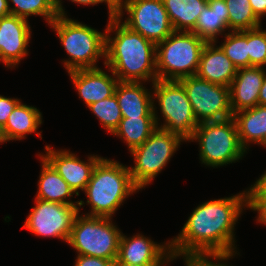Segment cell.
Segmentation results:
<instances>
[{
	"label": "cell",
	"instance_id": "obj_1",
	"mask_svg": "<svg viewBox=\"0 0 266 266\" xmlns=\"http://www.w3.org/2000/svg\"><path fill=\"white\" fill-rule=\"evenodd\" d=\"M245 207L249 208L246 190L199 204L169 241L173 260L191 254H238L234 231Z\"/></svg>",
	"mask_w": 266,
	"mask_h": 266
},
{
	"label": "cell",
	"instance_id": "obj_2",
	"mask_svg": "<svg viewBox=\"0 0 266 266\" xmlns=\"http://www.w3.org/2000/svg\"><path fill=\"white\" fill-rule=\"evenodd\" d=\"M114 30V31H113ZM104 65L120 82L157 80L156 45L125 26L117 16L106 26ZM111 32H115L113 38Z\"/></svg>",
	"mask_w": 266,
	"mask_h": 266
},
{
	"label": "cell",
	"instance_id": "obj_3",
	"mask_svg": "<svg viewBox=\"0 0 266 266\" xmlns=\"http://www.w3.org/2000/svg\"><path fill=\"white\" fill-rule=\"evenodd\" d=\"M139 190L126 165L102 157L83 191L88 200H79L78 206L85 203L90 206V212L85 215L112 218L126 198Z\"/></svg>",
	"mask_w": 266,
	"mask_h": 266
},
{
	"label": "cell",
	"instance_id": "obj_4",
	"mask_svg": "<svg viewBox=\"0 0 266 266\" xmlns=\"http://www.w3.org/2000/svg\"><path fill=\"white\" fill-rule=\"evenodd\" d=\"M49 26L56 31L69 56L63 61L67 72L98 68L96 63L99 58L105 59L106 31L102 33L78 20L60 15Z\"/></svg>",
	"mask_w": 266,
	"mask_h": 266
},
{
	"label": "cell",
	"instance_id": "obj_5",
	"mask_svg": "<svg viewBox=\"0 0 266 266\" xmlns=\"http://www.w3.org/2000/svg\"><path fill=\"white\" fill-rule=\"evenodd\" d=\"M206 43L193 32H172L156 45L157 79L179 81L196 75Z\"/></svg>",
	"mask_w": 266,
	"mask_h": 266
},
{
	"label": "cell",
	"instance_id": "obj_6",
	"mask_svg": "<svg viewBox=\"0 0 266 266\" xmlns=\"http://www.w3.org/2000/svg\"><path fill=\"white\" fill-rule=\"evenodd\" d=\"M199 142L202 164L218 168L242 159V147L233 117L199 123L189 141Z\"/></svg>",
	"mask_w": 266,
	"mask_h": 266
},
{
	"label": "cell",
	"instance_id": "obj_7",
	"mask_svg": "<svg viewBox=\"0 0 266 266\" xmlns=\"http://www.w3.org/2000/svg\"><path fill=\"white\" fill-rule=\"evenodd\" d=\"M111 219L78 214L67 243L77 255L116 260L122 232Z\"/></svg>",
	"mask_w": 266,
	"mask_h": 266
},
{
	"label": "cell",
	"instance_id": "obj_8",
	"mask_svg": "<svg viewBox=\"0 0 266 266\" xmlns=\"http://www.w3.org/2000/svg\"><path fill=\"white\" fill-rule=\"evenodd\" d=\"M152 88L153 101L157 98L164 120L157 128L176 134L185 142H189L199 123L183 85L179 81L157 79Z\"/></svg>",
	"mask_w": 266,
	"mask_h": 266
},
{
	"label": "cell",
	"instance_id": "obj_9",
	"mask_svg": "<svg viewBox=\"0 0 266 266\" xmlns=\"http://www.w3.org/2000/svg\"><path fill=\"white\" fill-rule=\"evenodd\" d=\"M184 140L171 132L157 128L149 138L130 153L134 166L128 167L133 183L144 189L166 167Z\"/></svg>",
	"mask_w": 266,
	"mask_h": 266
},
{
	"label": "cell",
	"instance_id": "obj_10",
	"mask_svg": "<svg viewBox=\"0 0 266 266\" xmlns=\"http://www.w3.org/2000/svg\"><path fill=\"white\" fill-rule=\"evenodd\" d=\"M124 10L128 17L123 21ZM116 16L155 45L174 32L163 0H124L116 8Z\"/></svg>",
	"mask_w": 266,
	"mask_h": 266
},
{
	"label": "cell",
	"instance_id": "obj_11",
	"mask_svg": "<svg viewBox=\"0 0 266 266\" xmlns=\"http://www.w3.org/2000/svg\"><path fill=\"white\" fill-rule=\"evenodd\" d=\"M183 85L198 123L233 117L229 87L211 83L194 76L185 77Z\"/></svg>",
	"mask_w": 266,
	"mask_h": 266
},
{
	"label": "cell",
	"instance_id": "obj_12",
	"mask_svg": "<svg viewBox=\"0 0 266 266\" xmlns=\"http://www.w3.org/2000/svg\"><path fill=\"white\" fill-rule=\"evenodd\" d=\"M35 203L23 228L36 236L55 237L67 243L75 218L81 211L79 206L43 201L37 198H35Z\"/></svg>",
	"mask_w": 266,
	"mask_h": 266
},
{
	"label": "cell",
	"instance_id": "obj_13",
	"mask_svg": "<svg viewBox=\"0 0 266 266\" xmlns=\"http://www.w3.org/2000/svg\"><path fill=\"white\" fill-rule=\"evenodd\" d=\"M173 261L169 241L160 245L142 234L127 237L121 234L118 257L114 263L139 266H164Z\"/></svg>",
	"mask_w": 266,
	"mask_h": 266
},
{
	"label": "cell",
	"instance_id": "obj_14",
	"mask_svg": "<svg viewBox=\"0 0 266 266\" xmlns=\"http://www.w3.org/2000/svg\"><path fill=\"white\" fill-rule=\"evenodd\" d=\"M46 154L42 156L54 167L60 176L79 196V190L84 191L88 185L93 169L102 158L98 155L88 156V162L80 158L69 150H53L51 146H45Z\"/></svg>",
	"mask_w": 266,
	"mask_h": 266
},
{
	"label": "cell",
	"instance_id": "obj_15",
	"mask_svg": "<svg viewBox=\"0 0 266 266\" xmlns=\"http://www.w3.org/2000/svg\"><path fill=\"white\" fill-rule=\"evenodd\" d=\"M31 32L26 19L15 15L0 18V62L7 68L18 66L28 55Z\"/></svg>",
	"mask_w": 266,
	"mask_h": 266
},
{
	"label": "cell",
	"instance_id": "obj_16",
	"mask_svg": "<svg viewBox=\"0 0 266 266\" xmlns=\"http://www.w3.org/2000/svg\"><path fill=\"white\" fill-rule=\"evenodd\" d=\"M111 73L109 75L99 67L68 72L79 98L83 99L87 107L114 94L119 80Z\"/></svg>",
	"mask_w": 266,
	"mask_h": 266
},
{
	"label": "cell",
	"instance_id": "obj_17",
	"mask_svg": "<svg viewBox=\"0 0 266 266\" xmlns=\"http://www.w3.org/2000/svg\"><path fill=\"white\" fill-rule=\"evenodd\" d=\"M263 67L237 69L234 80L229 86L232 113L253 108L259 104V93L265 76Z\"/></svg>",
	"mask_w": 266,
	"mask_h": 266
},
{
	"label": "cell",
	"instance_id": "obj_18",
	"mask_svg": "<svg viewBox=\"0 0 266 266\" xmlns=\"http://www.w3.org/2000/svg\"><path fill=\"white\" fill-rule=\"evenodd\" d=\"M142 82H118L114 94L122 112V118L156 117V126L160 124L152 92Z\"/></svg>",
	"mask_w": 266,
	"mask_h": 266
},
{
	"label": "cell",
	"instance_id": "obj_19",
	"mask_svg": "<svg viewBox=\"0 0 266 266\" xmlns=\"http://www.w3.org/2000/svg\"><path fill=\"white\" fill-rule=\"evenodd\" d=\"M237 73V68L216 42L204 46L196 76L211 83L229 87Z\"/></svg>",
	"mask_w": 266,
	"mask_h": 266
},
{
	"label": "cell",
	"instance_id": "obj_20",
	"mask_svg": "<svg viewBox=\"0 0 266 266\" xmlns=\"http://www.w3.org/2000/svg\"><path fill=\"white\" fill-rule=\"evenodd\" d=\"M239 140L247 151L250 143L266 147V105L237 111L233 114Z\"/></svg>",
	"mask_w": 266,
	"mask_h": 266
},
{
	"label": "cell",
	"instance_id": "obj_21",
	"mask_svg": "<svg viewBox=\"0 0 266 266\" xmlns=\"http://www.w3.org/2000/svg\"><path fill=\"white\" fill-rule=\"evenodd\" d=\"M43 123L42 113L34 106L23 104L21 101L15 106L5 126L1 129L4 143L22 140L26 135L35 133L42 139V131L37 132Z\"/></svg>",
	"mask_w": 266,
	"mask_h": 266
},
{
	"label": "cell",
	"instance_id": "obj_22",
	"mask_svg": "<svg viewBox=\"0 0 266 266\" xmlns=\"http://www.w3.org/2000/svg\"><path fill=\"white\" fill-rule=\"evenodd\" d=\"M39 157L41 160V173L35 198L65 205H78L79 201L68 200L74 194L78 196L74 190L41 154H39Z\"/></svg>",
	"mask_w": 266,
	"mask_h": 266
},
{
	"label": "cell",
	"instance_id": "obj_23",
	"mask_svg": "<svg viewBox=\"0 0 266 266\" xmlns=\"http://www.w3.org/2000/svg\"><path fill=\"white\" fill-rule=\"evenodd\" d=\"M228 8L225 0H208L207 6L201 11L195 28L191 31L207 43L217 42L218 36L229 31Z\"/></svg>",
	"mask_w": 266,
	"mask_h": 266
},
{
	"label": "cell",
	"instance_id": "obj_24",
	"mask_svg": "<svg viewBox=\"0 0 266 266\" xmlns=\"http://www.w3.org/2000/svg\"><path fill=\"white\" fill-rule=\"evenodd\" d=\"M174 31L191 32L208 0H163Z\"/></svg>",
	"mask_w": 266,
	"mask_h": 266
},
{
	"label": "cell",
	"instance_id": "obj_25",
	"mask_svg": "<svg viewBox=\"0 0 266 266\" xmlns=\"http://www.w3.org/2000/svg\"><path fill=\"white\" fill-rule=\"evenodd\" d=\"M156 117H129L122 118L119 126L112 135L124 140L129 152L141 146L149 136L157 129Z\"/></svg>",
	"mask_w": 266,
	"mask_h": 266
},
{
	"label": "cell",
	"instance_id": "obj_26",
	"mask_svg": "<svg viewBox=\"0 0 266 266\" xmlns=\"http://www.w3.org/2000/svg\"><path fill=\"white\" fill-rule=\"evenodd\" d=\"M10 2L13 4L11 7ZM11 15L28 20L29 16H43L47 24H51L59 15L54 0H8Z\"/></svg>",
	"mask_w": 266,
	"mask_h": 266
},
{
	"label": "cell",
	"instance_id": "obj_27",
	"mask_svg": "<svg viewBox=\"0 0 266 266\" xmlns=\"http://www.w3.org/2000/svg\"><path fill=\"white\" fill-rule=\"evenodd\" d=\"M228 8L230 31H242L260 27L261 21L255 16L249 0H225Z\"/></svg>",
	"mask_w": 266,
	"mask_h": 266
},
{
	"label": "cell",
	"instance_id": "obj_28",
	"mask_svg": "<svg viewBox=\"0 0 266 266\" xmlns=\"http://www.w3.org/2000/svg\"><path fill=\"white\" fill-rule=\"evenodd\" d=\"M219 45L237 69L249 67L248 30L230 31Z\"/></svg>",
	"mask_w": 266,
	"mask_h": 266
},
{
	"label": "cell",
	"instance_id": "obj_29",
	"mask_svg": "<svg viewBox=\"0 0 266 266\" xmlns=\"http://www.w3.org/2000/svg\"><path fill=\"white\" fill-rule=\"evenodd\" d=\"M108 133H113L122 119V112L115 94L88 106Z\"/></svg>",
	"mask_w": 266,
	"mask_h": 266
},
{
	"label": "cell",
	"instance_id": "obj_30",
	"mask_svg": "<svg viewBox=\"0 0 266 266\" xmlns=\"http://www.w3.org/2000/svg\"><path fill=\"white\" fill-rule=\"evenodd\" d=\"M249 67L266 66V30L262 26L248 29Z\"/></svg>",
	"mask_w": 266,
	"mask_h": 266
},
{
	"label": "cell",
	"instance_id": "obj_31",
	"mask_svg": "<svg viewBox=\"0 0 266 266\" xmlns=\"http://www.w3.org/2000/svg\"><path fill=\"white\" fill-rule=\"evenodd\" d=\"M235 255L236 254H191L181 257L184 258L185 266H228L226 264L227 262L224 261L230 260ZM214 259L215 261L213 262ZM216 261L218 262L215 263Z\"/></svg>",
	"mask_w": 266,
	"mask_h": 266
},
{
	"label": "cell",
	"instance_id": "obj_32",
	"mask_svg": "<svg viewBox=\"0 0 266 266\" xmlns=\"http://www.w3.org/2000/svg\"><path fill=\"white\" fill-rule=\"evenodd\" d=\"M249 209H253L264 197H266V171L259 177L249 189L246 190Z\"/></svg>",
	"mask_w": 266,
	"mask_h": 266
},
{
	"label": "cell",
	"instance_id": "obj_33",
	"mask_svg": "<svg viewBox=\"0 0 266 266\" xmlns=\"http://www.w3.org/2000/svg\"><path fill=\"white\" fill-rule=\"evenodd\" d=\"M71 2L77 3V4H82V5H97L99 3H106L108 7V15L109 19L111 17L116 16V8L108 1V0H70ZM62 0H54V6L55 9L60 16H67L65 13V8H63L62 5Z\"/></svg>",
	"mask_w": 266,
	"mask_h": 266
},
{
	"label": "cell",
	"instance_id": "obj_34",
	"mask_svg": "<svg viewBox=\"0 0 266 266\" xmlns=\"http://www.w3.org/2000/svg\"><path fill=\"white\" fill-rule=\"evenodd\" d=\"M20 102L17 98H7L0 95V129H2L8 121L9 115Z\"/></svg>",
	"mask_w": 266,
	"mask_h": 266
},
{
	"label": "cell",
	"instance_id": "obj_35",
	"mask_svg": "<svg viewBox=\"0 0 266 266\" xmlns=\"http://www.w3.org/2000/svg\"><path fill=\"white\" fill-rule=\"evenodd\" d=\"M115 260H106L103 258L77 255L74 266H113Z\"/></svg>",
	"mask_w": 266,
	"mask_h": 266
},
{
	"label": "cell",
	"instance_id": "obj_36",
	"mask_svg": "<svg viewBox=\"0 0 266 266\" xmlns=\"http://www.w3.org/2000/svg\"><path fill=\"white\" fill-rule=\"evenodd\" d=\"M255 16L262 21L266 16V0H249Z\"/></svg>",
	"mask_w": 266,
	"mask_h": 266
},
{
	"label": "cell",
	"instance_id": "obj_37",
	"mask_svg": "<svg viewBox=\"0 0 266 266\" xmlns=\"http://www.w3.org/2000/svg\"><path fill=\"white\" fill-rule=\"evenodd\" d=\"M258 213L257 222L266 225V197H264L253 209Z\"/></svg>",
	"mask_w": 266,
	"mask_h": 266
},
{
	"label": "cell",
	"instance_id": "obj_38",
	"mask_svg": "<svg viewBox=\"0 0 266 266\" xmlns=\"http://www.w3.org/2000/svg\"><path fill=\"white\" fill-rule=\"evenodd\" d=\"M258 98L259 105H266V70Z\"/></svg>",
	"mask_w": 266,
	"mask_h": 266
},
{
	"label": "cell",
	"instance_id": "obj_39",
	"mask_svg": "<svg viewBox=\"0 0 266 266\" xmlns=\"http://www.w3.org/2000/svg\"><path fill=\"white\" fill-rule=\"evenodd\" d=\"M11 15L8 0H0V18Z\"/></svg>",
	"mask_w": 266,
	"mask_h": 266
},
{
	"label": "cell",
	"instance_id": "obj_40",
	"mask_svg": "<svg viewBox=\"0 0 266 266\" xmlns=\"http://www.w3.org/2000/svg\"><path fill=\"white\" fill-rule=\"evenodd\" d=\"M115 8H117L124 0H108Z\"/></svg>",
	"mask_w": 266,
	"mask_h": 266
},
{
	"label": "cell",
	"instance_id": "obj_41",
	"mask_svg": "<svg viewBox=\"0 0 266 266\" xmlns=\"http://www.w3.org/2000/svg\"><path fill=\"white\" fill-rule=\"evenodd\" d=\"M113 266H139V265H132V264H127V263H114Z\"/></svg>",
	"mask_w": 266,
	"mask_h": 266
},
{
	"label": "cell",
	"instance_id": "obj_42",
	"mask_svg": "<svg viewBox=\"0 0 266 266\" xmlns=\"http://www.w3.org/2000/svg\"><path fill=\"white\" fill-rule=\"evenodd\" d=\"M0 143H4L2 135H1V129H0Z\"/></svg>",
	"mask_w": 266,
	"mask_h": 266
}]
</instances>
